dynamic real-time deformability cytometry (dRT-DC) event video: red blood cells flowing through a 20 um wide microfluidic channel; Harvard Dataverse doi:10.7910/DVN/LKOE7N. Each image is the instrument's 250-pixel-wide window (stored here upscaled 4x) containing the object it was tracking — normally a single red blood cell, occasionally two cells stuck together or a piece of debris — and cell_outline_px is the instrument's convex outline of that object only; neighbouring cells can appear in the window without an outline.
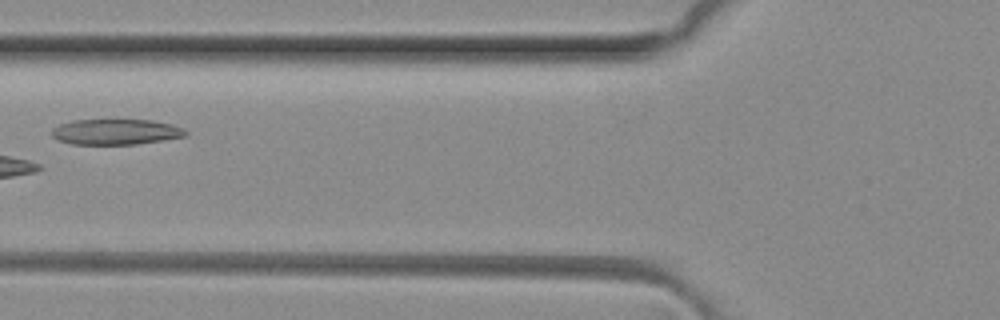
{"species": "common noctule bat (a hibernating species)", "species_latin": "Nyctalus noctula", "temperature_condition": "room temperature", "stored_images_in_passage": 6, "camera_frame_rate_fps": 3000, "um_per_image_px": 0.085, "animal": {"sex": "female", "body_mass_g": 29.2, "forearm_length_mm": 56.3}, "frame": {"image": 1, "passage_image": 6, "time_ms": 1.667, "image_size_px": [1000, 320], "cell_outline_px": [[188, 136], [164, 140], [136, 144], [72, 144], [60, 140], [52, 136], [52, 128], [60, 124], [72, 120], [152, 120], [172, 124], [184, 128], [188, 132]], "centroid_in_image_um": [9.89, 11.2], "position_along_channel_um": 115.9, "area_um2": 20.0}}